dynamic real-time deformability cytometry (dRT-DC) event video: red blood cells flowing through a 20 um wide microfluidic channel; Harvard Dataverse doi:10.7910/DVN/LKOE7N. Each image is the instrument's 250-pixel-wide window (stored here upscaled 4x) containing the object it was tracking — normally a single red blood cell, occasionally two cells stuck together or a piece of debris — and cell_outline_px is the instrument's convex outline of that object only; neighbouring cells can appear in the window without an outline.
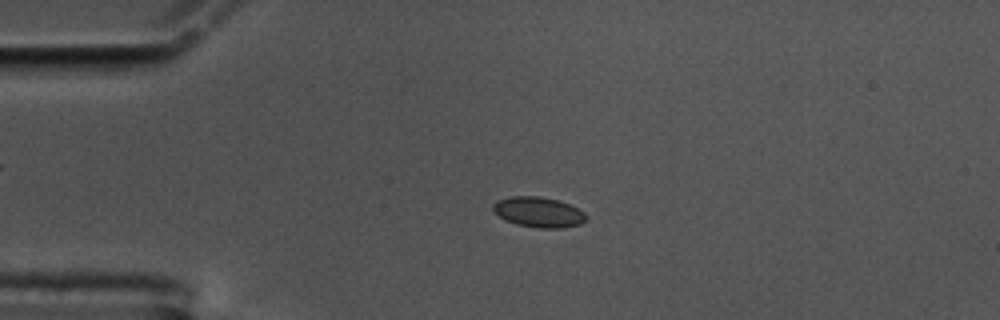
{"species": "common noctule bat (a hibernating species)", "species_latin": "Nyctalus noctula", "temperature_condition": "cold", "stored_images_in_passage": 55, "camera_frame_rate_fps": 3000, "um_per_image_px": 0.085, "animal": {"sex": "male", "body_mass_g": 17.5, "forearm_length_mm": 52.3}, "frame": {"image": 1, "passage_image": 10, "time_ms": 3.0, "image_size_px": [1000, 320], "cell_outline_px": [[588, 220], [580, 224], [560, 228], [540, 228], [516, 224], [492, 212], [492, 204], [496, 200], [512, 196], [540, 196], [556, 200], [568, 204], [584, 212], [588, 216]], "centroid_in_image_um": [45.77, 18.03], "position_along_channel_um": 39.2, "area_um2": 16.42}}
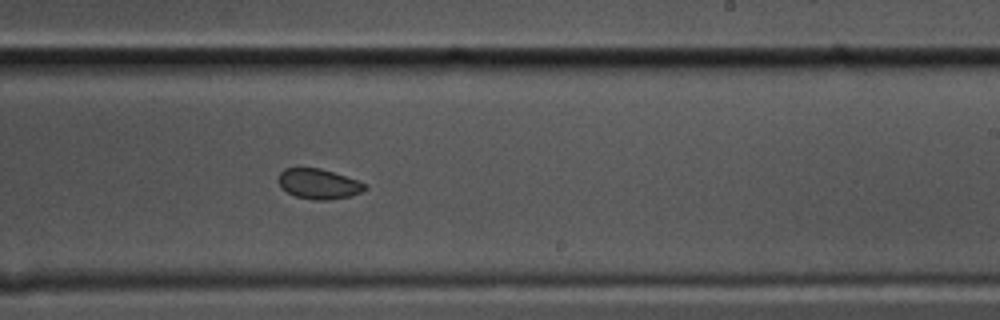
{"frame": {"image": 2, "passage_image": 32, "time_ms": 10.333, "image_size_px": [1000, 320], "cell_outline_px": [[368, 188], [352, 196], [328, 200], [316, 200], [296, 196], [288, 192], [280, 184], [280, 172], [284, 168], [320, 168], [368, 184]], "centroid_in_image_um": [27.13, 15.63], "position_along_channel_um": 261.9, "area_um2": 14.91}}
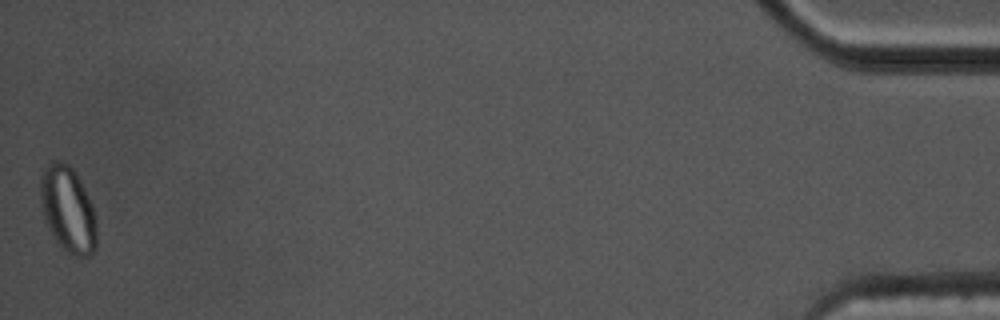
{"frame": {"image": 3, "passage_image": 55, "time_ms": 18.0, "image_size_px": [1000, 320], "cell_outline_px": [[96, 244], [92, 256], [76, 256], [68, 252], [56, 240], [48, 228], [44, 220], [40, 204], [40, 176], [44, 168], [52, 160], [60, 160], [68, 164], [72, 168], [84, 188], [92, 204], [96, 216]], "centroid_in_image_um": [5.76, 17.78], "position_along_channel_um": 429.4, "area_um2": 28.26}, "authors_computed_cell_mechanics": {"area_um2": 15.9528, "velocity_mm_per_s": 3.4202, "shape_relaxation_time_tau1_ms": 4.6507, "shape_relaxation_time_tau2_ms": 2.5007, "deformation_change_tau1": 0.0613, "deformation_change_tau2": 0.0326}}